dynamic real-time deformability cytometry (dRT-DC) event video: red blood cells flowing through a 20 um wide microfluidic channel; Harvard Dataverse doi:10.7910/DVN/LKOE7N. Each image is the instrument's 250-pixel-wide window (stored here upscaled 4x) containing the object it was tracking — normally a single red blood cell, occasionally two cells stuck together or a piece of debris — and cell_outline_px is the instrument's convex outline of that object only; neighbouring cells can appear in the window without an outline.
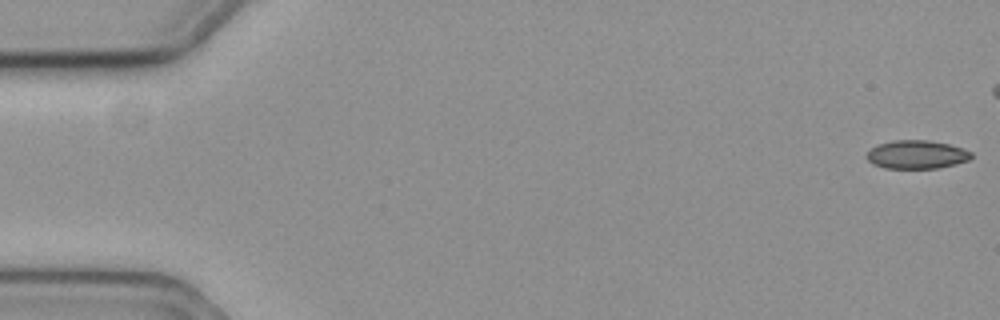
{"species": "common noctule bat (a hibernating species)", "species_latin": "Nyctalus noctula", "temperature_condition": "cold", "stored_images_in_passage": 17, "camera_frame_rate_fps": 3000, "um_per_image_px": 0.085, "animal": {"sex": "female", "body_mass_g": 19.3, "forearm_length_mm": 54.1}, "frame": {"image": 1, "passage_image": 1, "time_ms": 0.0, "image_size_px": [1000, 320], "cell_outline_px": [[972, 156], [968, 160], [956, 164], [936, 168], [884, 168], [872, 164], [864, 156], [876, 144], [892, 140], [928, 140], [948, 144], [964, 148], [972, 152]], "centroid_in_image_um": [77.89, 13.13], "position_along_channel_um": 7.1, "area_um2": 17.46}}